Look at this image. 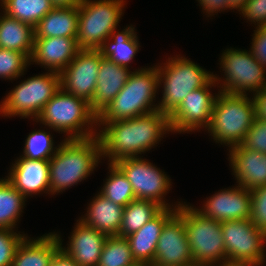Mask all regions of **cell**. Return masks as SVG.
I'll list each match as a JSON object with an SVG mask.
<instances>
[{"instance_id": "obj_42", "label": "cell", "mask_w": 266, "mask_h": 266, "mask_svg": "<svg viewBox=\"0 0 266 266\" xmlns=\"http://www.w3.org/2000/svg\"><path fill=\"white\" fill-rule=\"evenodd\" d=\"M50 266H79L64 250L61 248L55 253Z\"/></svg>"}, {"instance_id": "obj_45", "label": "cell", "mask_w": 266, "mask_h": 266, "mask_svg": "<svg viewBox=\"0 0 266 266\" xmlns=\"http://www.w3.org/2000/svg\"><path fill=\"white\" fill-rule=\"evenodd\" d=\"M219 266H256V265L250 263L225 262L221 263Z\"/></svg>"}, {"instance_id": "obj_5", "label": "cell", "mask_w": 266, "mask_h": 266, "mask_svg": "<svg viewBox=\"0 0 266 266\" xmlns=\"http://www.w3.org/2000/svg\"><path fill=\"white\" fill-rule=\"evenodd\" d=\"M35 120L53 130L70 134L68 139H83L97 135L92 129V124H97V115L90 109L89 102L65 92L62 88L45 104ZM85 125H88V128L85 129Z\"/></svg>"}, {"instance_id": "obj_18", "label": "cell", "mask_w": 266, "mask_h": 266, "mask_svg": "<svg viewBox=\"0 0 266 266\" xmlns=\"http://www.w3.org/2000/svg\"><path fill=\"white\" fill-rule=\"evenodd\" d=\"M179 205L181 203L174 209L163 208L141 229L126 237L130 244L132 256L139 266L152 265L164 225L177 212Z\"/></svg>"}, {"instance_id": "obj_37", "label": "cell", "mask_w": 266, "mask_h": 266, "mask_svg": "<svg viewBox=\"0 0 266 266\" xmlns=\"http://www.w3.org/2000/svg\"><path fill=\"white\" fill-rule=\"evenodd\" d=\"M241 145L244 148L266 154V120L255 117Z\"/></svg>"}, {"instance_id": "obj_43", "label": "cell", "mask_w": 266, "mask_h": 266, "mask_svg": "<svg viewBox=\"0 0 266 266\" xmlns=\"http://www.w3.org/2000/svg\"><path fill=\"white\" fill-rule=\"evenodd\" d=\"M54 8L79 7L82 0H50Z\"/></svg>"}, {"instance_id": "obj_33", "label": "cell", "mask_w": 266, "mask_h": 266, "mask_svg": "<svg viewBox=\"0 0 266 266\" xmlns=\"http://www.w3.org/2000/svg\"><path fill=\"white\" fill-rule=\"evenodd\" d=\"M53 143L50 133L42 130L31 132L25 141L23 157L33 160H50L57 151Z\"/></svg>"}, {"instance_id": "obj_17", "label": "cell", "mask_w": 266, "mask_h": 266, "mask_svg": "<svg viewBox=\"0 0 266 266\" xmlns=\"http://www.w3.org/2000/svg\"><path fill=\"white\" fill-rule=\"evenodd\" d=\"M77 37L34 38L30 62H36L52 72L61 73L81 50Z\"/></svg>"}, {"instance_id": "obj_40", "label": "cell", "mask_w": 266, "mask_h": 266, "mask_svg": "<svg viewBox=\"0 0 266 266\" xmlns=\"http://www.w3.org/2000/svg\"><path fill=\"white\" fill-rule=\"evenodd\" d=\"M200 5H202V9L206 11L209 15L212 13H216L218 11L226 10L229 8L228 0H198ZM222 9V10H221Z\"/></svg>"}, {"instance_id": "obj_29", "label": "cell", "mask_w": 266, "mask_h": 266, "mask_svg": "<svg viewBox=\"0 0 266 266\" xmlns=\"http://www.w3.org/2000/svg\"><path fill=\"white\" fill-rule=\"evenodd\" d=\"M4 13L35 27L54 7L50 0H1Z\"/></svg>"}, {"instance_id": "obj_44", "label": "cell", "mask_w": 266, "mask_h": 266, "mask_svg": "<svg viewBox=\"0 0 266 266\" xmlns=\"http://www.w3.org/2000/svg\"><path fill=\"white\" fill-rule=\"evenodd\" d=\"M229 1V9H238V11L245 6L247 0H228Z\"/></svg>"}, {"instance_id": "obj_10", "label": "cell", "mask_w": 266, "mask_h": 266, "mask_svg": "<svg viewBox=\"0 0 266 266\" xmlns=\"http://www.w3.org/2000/svg\"><path fill=\"white\" fill-rule=\"evenodd\" d=\"M227 262L250 263L260 266L265 262L266 233L250 219L221 222Z\"/></svg>"}, {"instance_id": "obj_20", "label": "cell", "mask_w": 266, "mask_h": 266, "mask_svg": "<svg viewBox=\"0 0 266 266\" xmlns=\"http://www.w3.org/2000/svg\"><path fill=\"white\" fill-rule=\"evenodd\" d=\"M76 224L70 238V244L64 250L79 266H98L107 235L95 228L83 224L80 220Z\"/></svg>"}, {"instance_id": "obj_21", "label": "cell", "mask_w": 266, "mask_h": 266, "mask_svg": "<svg viewBox=\"0 0 266 266\" xmlns=\"http://www.w3.org/2000/svg\"><path fill=\"white\" fill-rule=\"evenodd\" d=\"M230 149L229 158L238 185L249 190L266 185V154L242 145Z\"/></svg>"}, {"instance_id": "obj_35", "label": "cell", "mask_w": 266, "mask_h": 266, "mask_svg": "<svg viewBox=\"0 0 266 266\" xmlns=\"http://www.w3.org/2000/svg\"><path fill=\"white\" fill-rule=\"evenodd\" d=\"M251 192L250 221L266 233V185L256 187Z\"/></svg>"}, {"instance_id": "obj_41", "label": "cell", "mask_w": 266, "mask_h": 266, "mask_svg": "<svg viewBox=\"0 0 266 266\" xmlns=\"http://www.w3.org/2000/svg\"><path fill=\"white\" fill-rule=\"evenodd\" d=\"M255 113L257 118L266 120V87L254 93Z\"/></svg>"}, {"instance_id": "obj_19", "label": "cell", "mask_w": 266, "mask_h": 266, "mask_svg": "<svg viewBox=\"0 0 266 266\" xmlns=\"http://www.w3.org/2000/svg\"><path fill=\"white\" fill-rule=\"evenodd\" d=\"M7 180L25 197L50 192L49 160L19 158L10 169Z\"/></svg>"}, {"instance_id": "obj_30", "label": "cell", "mask_w": 266, "mask_h": 266, "mask_svg": "<svg viewBox=\"0 0 266 266\" xmlns=\"http://www.w3.org/2000/svg\"><path fill=\"white\" fill-rule=\"evenodd\" d=\"M26 197L6 178L0 179V229H13L20 217Z\"/></svg>"}, {"instance_id": "obj_16", "label": "cell", "mask_w": 266, "mask_h": 266, "mask_svg": "<svg viewBox=\"0 0 266 266\" xmlns=\"http://www.w3.org/2000/svg\"><path fill=\"white\" fill-rule=\"evenodd\" d=\"M203 208L197 210L218 222L250 219L251 192L240 185L221 190L212 195Z\"/></svg>"}, {"instance_id": "obj_9", "label": "cell", "mask_w": 266, "mask_h": 266, "mask_svg": "<svg viewBox=\"0 0 266 266\" xmlns=\"http://www.w3.org/2000/svg\"><path fill=\"white\" fill-rule=\"evenodd\" d=\"M60 88V74L56 72L28 78L8 93L0 104V113L5 117L19 115L36 119Z\"/></svg>"}, {"instance_id": "obj_27", "label": "cell", "mask_w": 266, "mask_h": 266, "mask_svg": "<svg viewBox=\"0 0 266 266\" xmlns=\"http://www.w3.org/2000/svg\"><path fill=\"white\" fill-rule=\"evenodd\" d=\"M115 31L114 29L110 37L105 40L98 50L101 52L102 57L128 68L129 62L139 49L137 34L134 32V27L131 26L125 28L122 32L116 33ZM111 39L113 43L108 44Z\"/></svg>"}, {"instance_id": "obj_22", "label": "cell", "mask_w": 266, "mask_h": 266, "mask_svg": "<svg viewBox=\"0 0 266 266\" xmlns=\"http://www.w3.org/2000/svg\"><path fill=\"white\" fill-rule=\"evenodd\" d=\"M131 71L107 58H102L98 70L94 95L89 102L90 109L98 115L124 87Z\"/></svg>"}, {"instance_id": "obj_8", "label": "cell", "mask_w": 266, "mask_h": 266, "mask_svg": "<svg viewBox=\"0 0 266 266\" xmlns=\"http://www.w3.org/2000/svg\"><path fill=\"white\" fill-rule=\"evenodd\" d=\"M123 0H82L79 9L77 43L80 49L98 50L116 29Z\"/></svg>"}, {"instance_id": "obj_36", "label": "cell", "mask_w": 266, "mask_h": 266, "mask_svg": "<svg viewBox=\"0 0 266 266\" xmlns=\"http://www.w3.org/2000/svg\"><path fill=\"white\" fill-rule=\"evenodd\" d=\"M12 230L0 229V266H11L16 248L25 237Z\"/></svg>"}, {"instance_id": "obj_25", "label": "cell", "mask_w": 266, "mask_h": 266, "mask_svg": "<svg viewBox=\"0 0 266 266\" xmlns=\"http://www.w3.org/2000/svg\"><path fill=\"white\" fill-rule=\"evenodd\" d=\"M78 7L53 8L34 27L35 38L77 37Z\"/></svg>"}, {"instance_id": "obj_11", "label": "cell", "mask_w": 266, "mask_h": 266, "mask_svg": "<svg viewBox=\"0 0 266 266\" xmlns=\"http://www.w3.org/2000/svg\"><path fill=\"white\" fill-rule=\"evenodd\" d=\"M225 80L221 90L232 94L255 93L266 87V68L249 51L227 49L221 56ZM246 90V91H245Z\"/></svg>"}, {"instance_id": "obj_1", "label": "cell", "mask_w": 266, "mask_h": 266, "mask_svg": "<svg viewBox=\"0 0 266 266\" xmlns=\"http://www.w3.org/2000/svg\"><path fill=\"white\" fill-rule=\"evenodd\" d=\"M104 129L97 133L101 156H107L110 164L125 158L138 157L158 143L160 137L171 131L169 116L159 110L116 122H99Z\"/></svg>"}, {"instance_id": "obj_4", "label": "cell", "mask_w": 266, "mask_h": 266, "mask_svg": "<svg viewBox=\"0 0 266 266\" xmlns=\"http://www.w3.org/2000/svg\"><path fill=\"white\" fill-rule=\"evenodd\" d=\"M255 103L246 94L220 91L214 101L208 131L216 142L241 145L255 120Z\"/></svg>"}, {"instance_id": "obj_23", "label": "cell", "mask_w": 266, "mask_h": 266, "mask_svg": "<svg viewBox=\"0 0 266 266\" xmlns=\"http://www.w3.org/2000/svg\"><path fill=\"white\" fill-rule=\"evenodd\" d=\"M61 246L58 234L49 233L32 241L24 237L16 248L11 266H50Z\"/></svg>"}, {"instance_id": "obj_7", "label": "cell", "mask_w": 266, "mask_h": 266, "mask_svg": "<svg viewBox=\"0 0 266 266\" xmlns=\"http://www.w3.org/2000/svg\"><path fill=\"white\" fill-rule=\"evenodd\" d=\"M177 57V58H176ZM170 58L162 67L157 66L159 84L164 83L162 102L158 110L168 116L180 105L189 92L205 86L213 74L185 57ZM162 67V68H161Z\"/></svg>"}, {"instance_id": "obj_6", "label": "cell", "mask_w": 266, "mask_h": 266, "mask_svg": "<svg viewBox=\"0 0 266 266\" xmlns=\"http://www.w3.org/2000/svg\"><path fill=\"white\" fill-rule=\"evenodd\" d=\"M183 222L195 266H213L219 261L220 264L227 262L221 222L184 204Z\"/></svg>"}, {"instance_id": "obj_3", "label": "cell", "mask_w": 266, "mask_h": 266, "mask_svg": "<svg viewBox=\"0 0 266 266\" xmlns=\"http://www.w3.org/2000/svg\"><path fill=\"white\" fill-rule=\"evenodd\" d=\"M158 86L157 66L131 72L121 91L97 115V123L128 120L157 111L158 106L152 102Z\"/></svg>"}, {"instance_id": "obj_32", "label": "cell", "mask_w": 266, "mask_h": 266, "mask_svg": "<svg viewBox=\"0 0 266 266\" xmlns=\"http://www.w3.org/2000/svg\"><path fill=\"white\" fill-rule=\"evenodd\" d=\"M98 266H139L134 260L129 241L119 236L107 237Z\"/></svg>"}, {"instance_id": "obj_31", "label": "cell", "mask_w": 266, "mask_h": 266, "mask_svg": "<svg viewBox=\"0 0 266 266\" xmlns=\"http://www.w3.org/2000/svg\"><path fill=\"white\" fill-rule=\"evenodd\" d=\"M110 176L106 179L104 188L100 194L123 207L127 206L131 201L135 200V194L132 185L124 175V173L115 165L109 164Z\"/></svg>"}, {"instance_id": "obj_12", "label": "cell", "mask_w": 266, "mask_h": 266, "mask_svg": "<svg viewBox=\"0 0 266 266\" xmlns=\"http://www.w3.org/2000/svg\"><path fill=\"white\" fill-rule=\"evenodd\" d=\"M114 164L131 183L136 199L152 200L163 208H170L163 201L171 185L170 179L160 169L139 157L125 158Z\"/></svg>"}, {"instance_id": "obj_2", "label": "cell", "mask_w": 266, "mask_h": 266, "mask_svg": "<svg viewBox=\"0 0 266 266\" xmlns=\"http://www.w3.org/2000/svg\"><path fill=\"white\" fill-rule=\"evenodd\" d=\"M101 157L97 135L83 139H64L49 160V185L52 194L62 192L85 179Z\"/></svg>"}, {"instance_id": "obj_14", "label": "cell", "mask_w": 266, "mask_h": 266, "mask_svg": "<svg viewBox=\"0 0 266 266\" xmlns=\"http://www.w3.org/2000/svg\"><path fill=\"white\" fill-rule=\"evenodd\" d=\"M151 266H195L183 222V204L165 223Z\"/></svg>"}, {"instance_id": "obj_24", "label": "cell", "mask_w": 266, "mask_h": 266, "mask_svg": "<svg viewBox=\"0 0 266 266\" xmlns=\"http://www.w3.org/2000/svg\"><path fill=\"white\" fill-rule=\"evenodd\" d=\"M87 213V217L80 219L83 224L95 228L108 237L119 236L124 213L123 206L113 203L98 193L89 205Z\"/></svg>"}, {"instance_id": "obj_28", "label": "cell", "mask_w": 266, "mask_h": 266, "mask_svg": "<svg viewBox=\"0 0 266 266\" xmlns=\"http://www.w3.org/2000/svg\"><path fill=\"white\" fill-rule=\"evenodd\" d=\"M162 209L160 204L152 200L135 199L131 201L124 207L119 237L126 238L137 232Z\"/></svg>"}, {"instance_id": "obj_38", "label": "cell", "mask_w": 266, "mask_h": 266, "mask_svg": "<svg viewBox=\"0 0 266 266\" xmlns=\"http://www.w3.org/2000/svg\"><path fill=\"white\" fill-rule=\"evenodd\" d=\"M239 11L251 22H257V27L266 25V0H247Z\"/></svg>"}, {"instance_id": "obj_15", "label": "cell", "mask_w": 266, "mask_h": 266, "mask_svg": "<svg viewBox=\"0 0 266 266\" xmlns=\"http://www.w3.org/2000/svg\"><path fill=\"white\" fill-rule=\"evenodd\" d=\"M102 55L99 50L81 49L60 73V87L90 102L96 88Z\"/></svg>"}, {"instance_id": "obj_34", "label": "cell", "mask_w": 266, "mask_h": 266, "mask_svg": "<svg viewBox=\"0 0 266 266\" xmlns=\"http://www.w3.org/2000/svg\"><path fill=\"white\" fill-rule=\"evenodd\" d=\"M30 59L21 52L0 48V77L15 79L23 75Z\"/></svg>"}, {"instance_id": "obj_39", "label": "cell", "mask_w": 266, "mask_h": 266, "mask_svg": "<svg viewBox=\"0 0 266 266\" xmlns=\"http://www.w3.org/2000/svg\"><path fill=\"white\" fill-rule=\"evenodd\" d=\"M251 48L253 57L266 67V25L255 30Z\"/></svg>"}, {"instance_id": "obj_13", "label": "cell", "mask_w": 266, "mask_h": 266, "mask_svg": "<svg viewBox=\"0 0 266 266\" xmlns=\"http://www.w3.org/2000/svg\"><path fill=\"white\" fill-rule=\"evenodd\" d=\"M218 79L215 75L203 87L189 92L180 105L169 115L171 132L193 131L198 128H208L211 122L214 97L208 88L214 86Z\"/></svg>"}, {"instance_id": "obj_26", "label": "cell", "mask_w": 266, "mask_h": 266, "mask_svg": "<svg viewBox=\"0 0 266 266\" xmlns=\"http://www.w3.org/2000/svg\"><path fill=\"white\" fill-rule=\"evenodd\" d=\"M35 32L30 24L4 13L0 17V48L24 53L29 59L33 52Z\"/></svg>"}]
</instances>
